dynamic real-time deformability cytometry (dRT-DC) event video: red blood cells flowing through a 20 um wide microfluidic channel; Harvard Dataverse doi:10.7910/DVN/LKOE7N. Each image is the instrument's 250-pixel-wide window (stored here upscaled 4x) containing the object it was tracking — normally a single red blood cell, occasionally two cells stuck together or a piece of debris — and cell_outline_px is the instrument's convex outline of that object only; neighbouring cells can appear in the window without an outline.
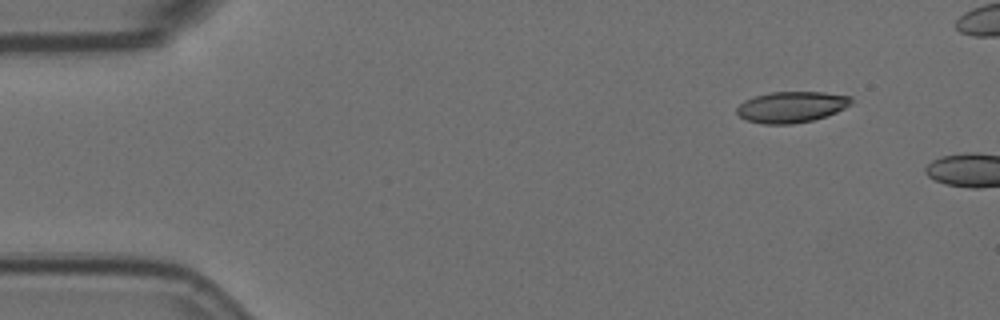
{"species": "Egyptian fruit bat (a non-hibernating species)", "species_latin": "Rousettus aegyptiacus", "temperature_condition": "room temperature", "stored_images_in_passage": 4, "camera_frame_rate_fps": 3000, "um_per_image_px": 0.085, "animal": {"sex": "female"}, "frame": {"image": 1, "passage_image": 1, "time_ms": 0.0, "image_size_px": [1000, 320], "cell_outline_px": [[852, 104], [836, 112], [812, 120], [792, 124], [764, 124], [744, 120], [736, 112], [736, 108], [744, 100], [768, 92], [824, 92], [852, 96]], "centroid_in_image_um": [67.26, 9.09], "position_along_channel_um": 17.7, "area_um2": 20.75}}